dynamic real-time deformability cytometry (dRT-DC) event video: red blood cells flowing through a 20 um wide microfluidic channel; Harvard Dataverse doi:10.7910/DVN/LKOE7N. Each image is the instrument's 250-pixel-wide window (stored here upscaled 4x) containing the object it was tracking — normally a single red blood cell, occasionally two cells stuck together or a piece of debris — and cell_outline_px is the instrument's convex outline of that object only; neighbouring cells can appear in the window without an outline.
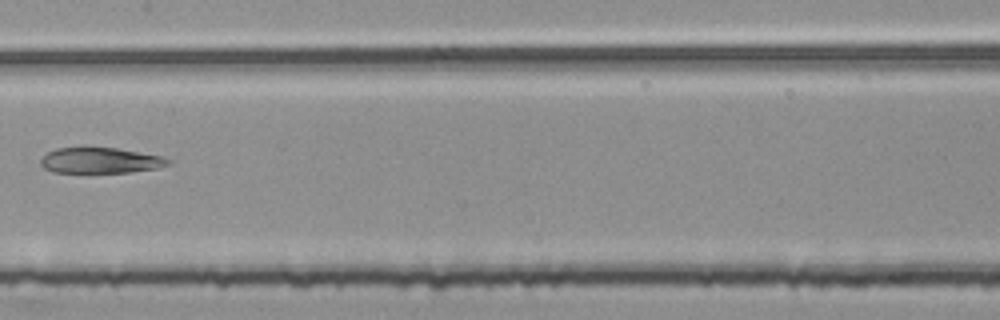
{"species": "common noctule bat (a hibernating species)", "species_latin": "Nyctalus noctula", "temperature_condition": "room temperature", "stored_images_in_passage": 7, "camera_frame_rate_fps": 3000, "um_per_image_px": 0.085, "animal": {"sex": "female", "body_mass_g": 25.1}, "frame": {"image": 1, "passage_image": 6, "time_ms": 1.667, "image_size_px": [1000, 320], "cell_outline_px": [[172, 164], [156, 168], [128, 172], [52, 172], [44, 168], [40, 164], [40, 160], [48, 152], [56, 148], [80, 144], [116, 148], [160, 156], [172, 160]], "centroid_in_image_um": [8.47, 13.59], "position_along_channel_um": 198.9, "area_um2": 19.65}}
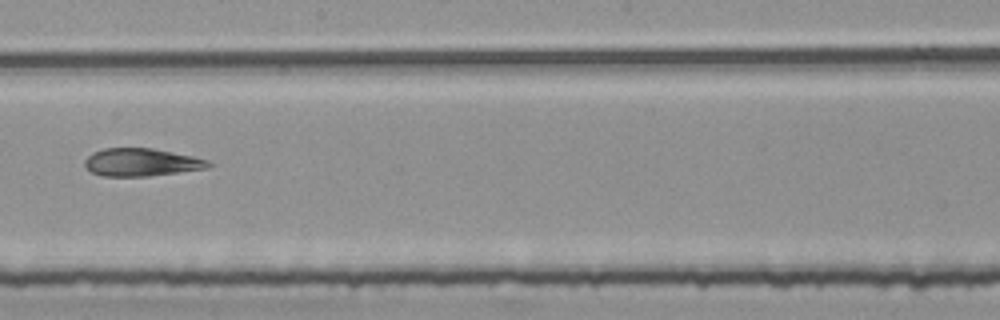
{"frame": {"image": 2, "passage_image": 7, "time_ms": 2.0, "image_size_px": [1000, 320], "cell_outline_px": [[212, 164], [208, 168], [180, 172], [148, 176], [100, 176], [84, 168], [84, 160], [92, 152], [104, 148], [152, 148], [192, 156], [208, 160]], "centroid_in_image_um": [11.98, 13.8], "position_along_channel_um": 236.2, "area_um2": 20.11}}